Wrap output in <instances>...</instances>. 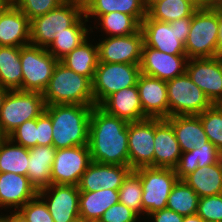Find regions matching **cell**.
Returning a JSON list of instances; mask_svg holds the SVG:
<instances>
[{
	"label": "cell",
	"mask_w": 222,
	"mask_h": 222,
	"mask_svg": "<svg viewBox=\"0 0 222 222\" xmlns=\"http://www.w3.org/2000/svg\"><path fill=\"white\" fill-rule=\"evenodd\" d=\"M128 124L100 106H93L88 142L92 161L129 166Z\"/></svg>",
	"instance_id": "6da1fadb"
},
{
	"label": "cell",
	"mask_w": 222,
	"mask_h": 222,
	"mask_svg": "<svg viewBox=\"0 0 222 222\" xmlns=\"http://www.w3.org/2000/svg\"><path fill=\"white\" fill-rule=\"evenodd\" d=\"M95 105H46L45 113L51 118L53 143L57 149L88 145L91 112Z\"/></svg>",
	"instance_id": "7a4b0ae2"
},
{
	"label": "cell",
	"mask_w": 222,
	"mask_h": 222,
	"mask_svg": "<svg viewBox=\"0 0 222 222\" xmlns=\"http://www.w3.org/2000/svg\"><path fill=\"white\" fill-rule=\"evenodd\" d=\"M42 94L45 105H95L92 81L75 73L60 61L55 66L49 84Z\"/></svg>",
	"instance_id": "3957f363"
},
{
	"label": "cell",
	"mask_w": 222,
	"mask_h": 222,
	"mask_svg": "<svg viewBox=\"0 0 222 222\" xmlns=\"http://www.w3.org/2000/svg\"><path fill=\"white\" fill-rule=\"evenodd\" d=\"M192 17H183L170 23L151 19L148 15L140 24L143 46L171 55H186L185 41L189 35Z\"/></svg>",
	"instance_id": "277c9868"
},
{
	"label": "cell",
	"mask_w": 222,
	"mask_h": 222,
	"mask_svg": "<svg viewBox=\"0 0 222 222\" xmlns=\"http://www.w3.org/2000/svg\"><path fill=\"white\" fill-rule=\"evenodd\" d=\"M218 29L217 7L200 6L192 16L189 35L184 44L187 58L219 56Z\"/></svg>",
	"instance_id": "5b68a950"
},
{
	"label": "cell",
	"mask_w": 222,
	"mask_h": 222,
	"mask_svg": "<svg viewBox=\"0 0 222 222\" xmlns=\"http://www.w3.org/2000/svg\"><path fill=\"white\" fill-rule=\"evenodd\" d=\"M84 14V3L66 0L59 7L30 20V44L47 49L54 34L71 27Z\"/></svg>",
	"instance_id": "8992f818"
},
{
	"label": "cell",
	"mask_w": 222,
	"mask_h": 222,
	"mask_svg": "<svg viewBox=\"0 0 222 222\" xmlns=\"http://www.w3.org/2000/svg\"><path fill=\"white\" fill-rule=\"evenodd\" d=\"M40 92L9 90L0 109V131L7 137L25 121L38 118L45 111Z\"/></svg>",
	"instance_id": "52a82bcc"
},
{
	"label": "cell",
	"mask_w": 222,
	"mask_h": 222,
	"mask_svg": "<svg viewBox=\"0 0 222 222\" xmlns=\"http://www.w3.org/2000/svg\"><path fill=\"white\" fill-rule=\"evenodd\" d=\"M140 64L98 62L92 80L95 105L100 106L110 95L137 84Z\"/></svg>",
	"instance_id": "ba28073f"
},
{
	"label": "cell",
	"mask_w": 222,
	"mask_h": 222,
	"mask_svg": "<svg viewBox=\"0 0 222 222\" xmlns=\"http://www.w3.org/2000/svg\"><path fill=\"white\" fill-rule=\"evenodd\" d=\"M22 91L43 93L52 77L58 60L39 46L20 47Z\"/></svg>",
	"instance_id": "9c48e42d"
},
{
	"label": "cell",
	"mask_w": 222,
	"mask_h": 222,
	"mask_svg": "<svg viewBox=\"0 0 222 222\" xmlns=\"http://www.w3.org/2000/svg\"><path fill=\"white\" fill-rule=\"evenodd\" d=\"M140 174L143 195L142 215L152 214L167 207V200L172 188L179 180L172 168L141 167Z\"/></svg>",
	"instance_id": "30bf717a"
},
{
	"label": "cell",
	"mask_w": 222,
	"mask_h": 222,
	"mask_svg": "<svg viewBox=\"0 0 222 222\" xmlns=\"http://www.w3.org/2000/svg\"><path fill=\"white\" fill-rule=\"evenodd\" d=\"M169 117L199 115L213 104L185 72L166 81Z\"/></svg>",
	"instance_id": "8fae6325"
},
{
	"label": "cell",
	"mask_w": 222,
	"mask_h": 222,
	"mask_svg": "<svg viewBox=\"0 0 222 222\" xmlns=\"http://www.w3.org/2000/svg\"><path fill=\"white\" fill-rule=\"evenodd\" d=\"M91 162L88 145L57 149L51 168V184L78 186Z\"/></svg>",
	"instance_id": "7c38bea8"
},
{
	"label": "cell",
	"mask_w": 222,
	"mask_h": 222,
	"mask_svg": "<svg viewBox=\"0 0 222 222\" xmlns=\"http://www.w3.org/2000/svg\"><path fill=\"white\" fill-rule=\"evenodd\" d=\"M155 118H146L128 124L129 167H153Z\"/></svg>",
	"instance_id": "4fadbf2b"
},
{
	"label": "cell",
	"mask_w": 222,
	"mask_h": 222,
	"mask_svg": "<svg viewBox=\"0 0 222 222\" xmlns=\"http://www.w3.org/2000/svg\"><path fill=\"white\" fill-rule=\"evenodd\" d=\"M187 75L205 93L212 104H222V58H190Z\"/></svg>",
	"instance_id": "5bb4252c"
},
{
	"label": "cell",
	"mask_w": 222,
	"mask_h": 222,
	"mask_svg": "<svg viewBox=\"0 0 222 222\" xmlns=\"http://www.w3.org/2000/svg\"><path fill=\"white\" fill-rule=\"evenodd\" d=\"M54 222H72L79 218L80 191L75 185L51 184L38 191Z\"/></svg>",
	"instance_id": "9a60e30c"
},
{
	"label": "cell",
	"mask_w": 222,
	"mask_h": 222,
	"mask_svg": "<svg viewBox=\"0 0 222 222\" xmlns=\"http://www.w3.org/2000/svg\"><path fill=\"white\" fill-rule=\"evenodd\" d=\"M99 39V62L140 64L143 47V34L139 29L134 34Z\"/></svg>",
	"instance_id": "2e32d148"
},
{
	"label": "cell",
	"mask_w": 222,
	"mask_h": 222,
	"mask_svg": "<svg viewBox=\"0 0 222 222\" xmlns=\"http://www.w3.org/2000/svg\"><path fill=\"white\" fill-rule=\"evenodd\" d=\"M187 61L186 55H171L143 46L139 65L140 72L163 81H169L185 73Z\"/></svg>",
	"instance_id": "e0dca14e"
},
{
	"label": "cell",
	"mask_w": 222,
	"mask_h": 222,
	"mask_svg": "<svg viewBox=\"0 0 222 222\" xmlns=\"http://www.w3.org/2000/svg\"><path fill=\"white\" fill-rule=\"evenodd\" d=\"M131 170L129 166L102 164L92 161L81 176L78 184L79 191L119 190Z\"/></svg>",
	"instance_id": "ac0fdd59"
},
{
	"label": "cell",
	"mask_w": 222,
	"mask_h": 222,
	"mask_svg": "<svg viewBox=\"0 0 222 222\" xmlns=\"http://www.w3.org/2000/svg\"><path fill=\"white\" fill-rule=\"evenodd\" d=\"M140 103L147 118L169 117L166 81L140 73L137 80Z\"/></svg>",
	"instance_id": "d6986e66"
},
{
	"label": "cell",
	"mask_w": 222,
	"mask_h": 222,
	"mask_svg": "<svg viewBox=\"0 0 222 222\" xmlns=\"http://www.w3.org/2000/svg\"><path fill=\"white\" fill-rule=\"evenodd\" d=\"M181 154L172 125L166 119L155 118L153 167L174 169Z\"/></svg>",
	"instance_id": "ffe728a7"
},
{
	"label": "cell",
	"mask_w": 222,
	"mask_h": 222,
	"mask_svg": "<svg viewBox=\"0 0 222 222\" xmlns=\"http://www.w3.org/2000/svg\"><path fill=\"white\" fill-rule=\"evenodd\" d=\"M38 195L37 189L27 176L15 173H0V208L19 210Z\"/></svg>",
	"instance_id": "44dd1931"
},
{
	"label": "cell",
	"mask_w": 222,
	"mask_h": 222,
	"mask_svg": "<svg viewBox=\"0 0 222 222\" xmlns=\"http://www.w3.org/2000/svg\"><path fill=\"white\" fill-rule=\"evenodd\" d=\"M29 44V18L16 5H9L0 16V46L23 47Z\"/></svg>",
	"instance_id": "7402d4cb"
},
{
	"label": "cell",
	"mask_w": 222,
	"mask_h": 222,
	"mask_svg": "<svg viewBox=\"0 0 222 222\" xmlns=\"http://www.w3.org/2000/svg\"><path fill=\"white\" fill-rule=\"evenodd\" d=\"M100 107L107 113L127 122H135L147 118L143 114L137 84L113 93Z\"/></svg>",
	"instance_id": "603a6c76"
},
{
	"label": "cell",
	"mask_w": 222,
	"mask_h": 222,
	"mask_svg": "<svg viewBox=\"0 0 222 222\" xmlns=\"http://www.w3.org/2000/svg\"><path fill=\"white\" fill-rule=\"evenodd\" d=\"M166 120L172 125L181 152L201 148L209 142L200 118L197 115L171 116Z\"/></svg>",
	"instance_id": "cb8c5ba5"
},
{
	"label": "cell",
	"mask_w": 222,
	"mask_h": 222,
	"mask_svg": "<svg viewBox=\"0 0 222 222\" xmlns=\"http://www.w3.org/2000/svg\"><path fill=\"white\" fill-rule=\"evenodd\" d=\"M111 12H121L131 15L139 24L147 16L143 0H86L84 14L87 20H94Z\"/></svg>",
	"instance_id": "d4e9b609"
},
{
	"label": "cell",
	"mask_w": 222,
	"mask_h": 222,
	"mask_svg": "<svg viewBox=\"0 0 222 222\" xmlns=\"http://www.w3.org/2000/svg\"><path fill=\"white\" fill-rule=\"evenodd\" d=\"M56 149L53 146H35L29 149L27 177L40 191L51 185V168Z\"/></svg>",
	"instance_id": "484cf974"
},
{
	"label": "cell",
	"mask_w": 222,
	"mask_h": 222,
	"mask_svg": "<svg viewBox=\"0 0 222 222\" xmlns=\"http://www.w3.org/2000/svg\"><path fill=\"white\" fill-rule=\"evenodd\" d=\"M182 181L190 186L199 198L222 194V159L217 163L198 167Z\"/></svg>",
	"instance_id": "4316f807"
},
{
	"label": "cell",
	"mask_w": 222,
	"mask_h": 222,
	"mask_svg": "<svg viewBox=\"0 0 222 222\" xmlns=\"http://www.w3.org/2000/svg\"><path fill=\"white\" fill-rule=\"evenodd\" d=\"M87 22L89 21L86 19L85 14H83L71 27L63 30L61 33H55V39L47 48V51L60 61L84 42L88 38L90 32H93L91 27H87Z\"/></svg>",
	"instance_id": "83f0119b"
},
{
	"label": "cell",
	"mask_w": 222,
	"mask_h": 222,
	"mask_svg": "<svg viewBox=\"0 0 222 222\" xmlns=\"http://www.w3.org/2000/svg\"><path fill=\"white\" fill-rule=\"evenodd\" d=\"M119 198V191L112 189L80 192L79 216L86 221L99 220L107 209L119 202Z\"/></svg>",
	"instance_id": "f1b7e54d"
},
{
	"label": "cell",
	"mask_w": 222,
	"mask_h": 222,
	"mask_svg": "<svg viewBox=\"0 0 222 222\" xmlns=\"http://www.w3.org/2000/svg\"><path fill=\"white\" fill-rule=\"evenodd\" d=\"M88 39L89 37L63 57L60 62L75 73L92 81L98 66L99 56L97 44L93 45Z\"/></svg>",
	"instance_id": "f546056e"
},
{
	"label": "cell",
	"mask_w": 222,
	"mask_h": 222,
	"mask_svg": "<svg viewBox=\"0 0 222 222\" xmlns=\"http://www.w3.org/2000/svg\"><path fill=\"white\" fill-rule=\"evenodd\" d=\"M222 159V153L209 141L201 148H193L191 151L182 152L177 166L174 168L179 180L194 172L198 167L211 165Z\"/></svg>",
	"instance_id": "4dcf8cb0"
},
{
	"label": "cell",
	"mask_w": 222,
	"mask_h": 222,
	"mask_svg": "<svg viewBox=\"0 0 222 222\" xmlns=\"http://www.w3.org/2000/svg\"><path fill=\"white\" fill-rule=\"evenodd\" d=\"M0 86L22 91L20 47L0 46Z\"/></svg>",
	"instance_id": "1f68e13d"
},
{
	"label": "cell",
	"mask_w": 222,
	"mask_h": 222,
	"mask_svg": "<svg viewBox=\"0 0 222 222\" xmlns=\"http://www.w3.org/2000/svg\"><path fill=\"white\" fill-rule=\"evenodd\" d=\"M200 6V0H161L147 11V15L151 19L170 23L183 17H192Z\"/></svg>",
	"instance_id": "d6a6232c"
},
{
	"label": "cell",
	"mask_w": 222,
	"mask_h": 222,
	"mask_svg": "<svg viewBox=\"0 0 222 222\" xmlns=\"http://www.w3.org/2000/svg\"><path fill=\"white\" fill-rule=\"evenodd\" d=\"M29 149L4 137L0 142V173L27 176Z\"/></svg>",
	"instance_id": "836d02e7"
},
{
	"label": "cell",
	"mask_w": 222,
	"mask_h": 222,
	"mask_svg": "<svg viewBox=\"0 0 222 222\" xmlns=\"http://www.w3.org/2000/svg\"><path fill=\"white\" fill-rule=\"evenodd\" d=\"M199 196L184 181L178 180L167 200V209L182 215H194L197 212Z\"/></svg>",
	"instance_id": "e575fe53"
},
{
	"label": "cell",
	"mask_w": 222,
	"mask_h": 222,
	"mask_svg": "<svg viewBox=\"0 0 222 222\" xmlns=\"http://www.w3.org/2000/svg\"><path fill=\"white\" fill-rule=\"evenodd\" d=\"M97 19L100 30L105 32L106 37L126 36L140 29V24L131 15L121 12H111Z\"/></svg>",
	"instance_id": "d590c367"
},
{
	"label": "cell",
	"mask_w": 222,
	"mask_h": 222,
	"mask_svg": "<svg viewBox=\"0 0 222 222\" xmlns=\"http://www.w3.org/2000/svg\"><path fill=\"white\" fill-rule=\"evenodd\" d=\"M118 191L120 197L119 202L141 217L143 189L140 174L136 170H131Z\"/></svg>",
	"instance_id": "8d00e7d4"
},
{
	"label": "cell",
	"mask_w": 222,
	"mask_h": 222,
	"mask_svg": "<svg viewBox=\"0 0 222 222\" xmlns=\"http://www.w3.org/2000/svg\"><path fill=\"white\" fill-rule=\"evenodd\" d=\"M197 116L208 140L222 153V104H213Z\"/></svg>",
	"instance_id": "74e56055"
},
{
	"label": "cell",
	"mask_w": 222,
	"mask_h": 222,
	"mask_svg": "<svg viewBox=\"0 0 222 222\" xmlns=\"http://www.w3.org/2000/svg\"><path fill=\"white\" fill-rule=\"evenodd\" d=\"M196 214L205 222H222V194L199 198Z\"/></svg>",
	"instance_id": "f35d334b"
},
{
	"label": "cell",
	"mask_w": 222,
	"mask_h": 222,
	"mask_svg": "<svg viewBox=\"0 0 222 222\" xmlns=\"http://www.w3.org/2000/svg\"><path fill=\"white\" fill-rule=\"evenodd\" d=\"M26 222H54L46 203L37 195L18 210Z\"/></svg>",
	"instance_id": "ab89813d"
},
{
	"label": "cell",
	"mask_w": 222,
	"mask_h": 222,
	"mask_svg": "<svg viewBox=\"0 0 222 222\" xmlns=\"http://www.w3.org/2000/svg\"><path fill=\"white\" fill-rule=\"evenodd\" d=\"M7 137L14 143L28 149L37 146V118L25 121Z\"/></svg>",
	"instance_id": "60d3db41"
},
{
	"label": "cell",
	"mask_w": 222,
	"mask_h": 222,
	"mask_svg": "<svg viewBox=\"0 0 222 222\" xmlns=\"http://www.w3.org/2000/svg\"><path fill=\"white\" fill-rule=\"evenodd\" d=\"M66 0H19L16 6L32 20L59 7Z\"/></svg>",
	"instance_id": "b9f144b4"
},
{
	"label": "cell",
	"mask_w": 222,
	"mask_h": 222,
	"mask_svg": "<svg viewBox=\"0 0 222 222\" xmlns=\"http://www.w3.org/2000/svg\"><path fill=\"white\" fill-rule=\"evenodd\" d=\"M136 212L118 202L107 209L99 219L101 222H140Z\"/></svg>",
	"instance_id": "7bdbcfd3"
},
{
	"label": "cell",
	"mask_w": 222,
	"mask_h": 222,
	"mask_svg": "<svg viewBox=\"0 0 222 222\" xmlns=\"http://www.w3.org/2000/svg\"><path fill=\"white\" fill-rule=\"evenodd\" d=\"M52 121L51 118L43 112L37 118V146H52L53 143Z\"/></svg>",
	"instance_id": "ee69618b"
},
{
	"label": "cell",
	"mask_w": 222,
	"mask_h": 222,
	"mask_svg": "<svg viewBox=\"0 0 222 222\" xmlns=\"http://www.w3.org/2000/svg\"><path fill=\"white\" fill-rule=\"evenodd\" d=\"M148 217L149 220L153 219L151 222H182L184 219V216L167 208L153 212Z\"/></svg>",
	"instance_id": "f6af8a7d"
},
{
	"label": "cell",
	"mask_w": 222,
	"mask_h": 222,
	"mask_svg": "<svg viewBox=\"0 0 222 222\" xmlns=\"http://www.w3.org/2000/svg\"><path fill=\"white\" fill-rule=\"evenodd\" d=\"M0 222H26L25 218L21 215L18 210L9 212L10 215L0 213Z\"/></svg>",
	"instance_id": "bcb514c9"
},
{
	"label": "cell",
	"mask_w": 222,
	"mask_h": 222,
	"mask_svg": "<svg viewBox=\"0 0 222 222\" xmlns=\"http://www.w3.org/2000/svg\"><path fill=\"white\" fill-rule=\"evenodd\" d=\"M217 14H218V51L219 53L222 52V6L217 7Z\"/></svg>",
	"instance_id": "7dc6e473"
},
{
	"label": "cell",
	"mask_w": 222,
	"mask_h": 222,
	"mask_svg": "<svg viewBox=\"0 0 222 222\" xmlns=\"http://www.w3.org/2000/svg\"><path fill=\"white\" fill-rule=\"evenodd\" d=\"M201 6L207 8H215L222 6V0H200Z\"/></svg>",
	"instance_id": "c3c4849f"
},
{
	"label": "cell",
	"mask_w": 222,
	"mask_h": 222,
	"mask_svg": "<svg viewBox=\"0 0 222 222\" xmlns=\"http://www.w3.org/2000/svg\"><path fill=\"white\" fill-rule=\"evenodd\" d=\"M182 222H205L197 214L184 216Z\"/></svg>",
	"instance_id": "681fc988"
},
{
	"label": "cell",
	"mask_w": 222,
	"mask_h": 222,
	"mask_svg": "<svg viewBox=\"0 0 222 222\" xmlns=\"http://www.w3.org/2000/svg\"><path fill=\"white\" fill-rule=\"evenodd\" d=\"M8 91H9L8 89L3 88V87L0 86V109L2 107V103H3L4 97L6 96Z\"/></svg>",
	"instance_id": "f907efd6"
},
{
	"label": "cell",
	"mask_w": 222,
	"mask_h": 222,
	"mask_svg": "<svg viewBox=\"0 0 222 222\" xmlns=\"http://www.w3.org/2000/svg\"><path fill=\"white\" fill-rule=\"evenodd\" d=\"M159 1H161V0H143L144 5H145L147 11H148L155 3L159 2Z\"/></svg>",
	"instance_id": "816d5d0a"
},
{
	"label": "cell",
	"mask_w": 222,
	"mask_h": 222,
	"mask_svg": "<svg viewBox=\"0 0 222 222\" xmlns=\"http://www.w3.org/2000/svg\"><path fill=\"white\" fill-rule=\"evenodd\" d=\"M10 4L6 0H0V16Z\"/></svg>",
	"instance_id": "f5cc1de1"
},
{
	"label": "cell",
	"mask_w": 222,
	"mask_h": 222,
	"mask_svg": "<svg viewBox=\"0 0 222 222\" xmlns=\"http://www.w3.org/2000/svg\"><path fill=\"white\" fill-rule=\"evenodd\" d=\"M10 5H16L19 0H6Z\"/></svg>",
	"instance_id": "db71d44e"
},
{
	"label": "cell",
	"mask_w": 222,
	"mask_h": 222,
	"mask_svg": "<svg viewBox=\"0 0 222 222\" xmlns=\"http://www.w3.org/2000/svg\"><path fill=\"white\" fill-rule=\"evenodd\" d=\"M72 222H87V221L84 218L79 217V218L73 220Z\"/></svg>",
	"instance_id": "11a10c76"
},
{
	"label": "cell",
	"mask_w": 222,
	"mask_h": 222,
	"mask_svg": "<svg viewBox=\"0 0 222 222\" xmlns=\"http://www.w3.org/2000/svg\"><path fill=\"white\" fill-rule=\"evenodd\" d=\"M5 136L1 133V131H0V142H1V140L4 138Z\"/></svg>",
	"instance_id": "9f6ffc18"
},
{
	"label": "cell",
	"mask_w": 222,
	"mask_h": 222,
	"mask_svg": "<svg viewBox=\"0 0 222 222\" xmlns=\"http://www.w3.org/2000/svg\"><path fill=\"white\" fill-rule=\"evenodd\" d=\"M87 222H101L100 220H91V221H87Z\"/></svg>",
	"instance_id": "6f0895ef"
}]
</instances>
